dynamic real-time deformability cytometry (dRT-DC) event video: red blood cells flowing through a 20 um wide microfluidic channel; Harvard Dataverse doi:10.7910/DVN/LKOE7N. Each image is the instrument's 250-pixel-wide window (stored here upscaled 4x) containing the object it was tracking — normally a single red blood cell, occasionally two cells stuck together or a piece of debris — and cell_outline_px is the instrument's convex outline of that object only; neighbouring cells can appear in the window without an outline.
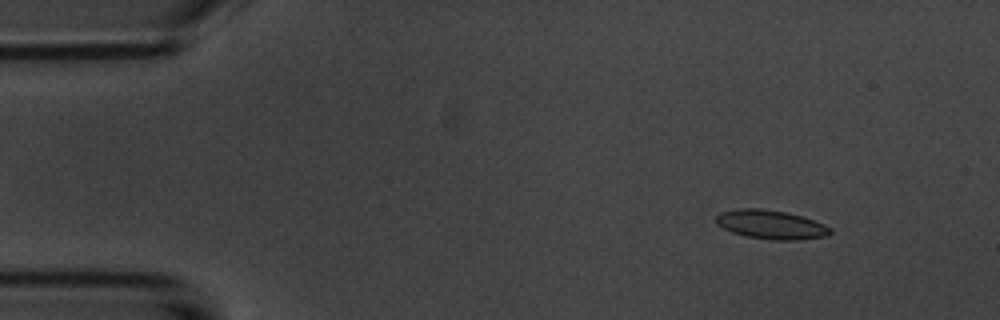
{"species": "common noctule bat (a hibernating species)", "species_latin": "Nyctalus noctula", "temperature_condition": "room temperature", "stored_images_in_passage": 49, "camera_frame_rate_fps": 3000, "um_per_image_px": 0.085, "animal": {"sex": "male", "body_mass_g": 20.1, "forearm_length_mm": 53.5}, "frame": {"image": 1, "passage_image": 1, "time_ms": 0.0, "image_size_px": [1000, 320], "cell_outline_px": [[832, 232], [828, 236], [800, 240], [776, 240], [748, 236], [732, 232], [716, 224], [716, 216], [720, 212], [740, 208], [760, 208], [784, 212], [800, 216], [824, 224], [832, 228]], "centroid_in_image_um": [65.55, 19.09], "position_along_channel_um": 19.5, "area_um2": 19.13}}
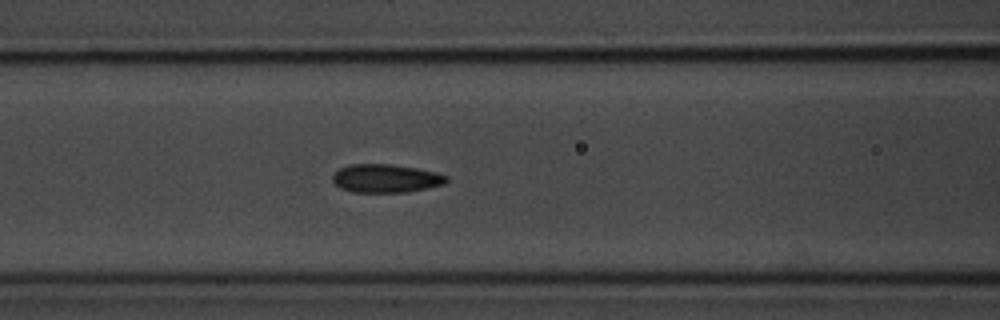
{"frame": {"image": 2, "passage_image": 17, "time_ms": 5.333, "image_size_px": [1000, 320], "cell_outline_px": [[448, 180], [444, 184], [428, 188], [408, 192], [352, 192], [340, 188], [332, 180], [332, 176], [340, 168], [348, 164], [388, 164], [416, 168], [436, 172], [448, 176]], "centroid_in_image_um": [32.8, 15.17], "position_along_channel_um": 133.8, "area_um2": 18.84}}
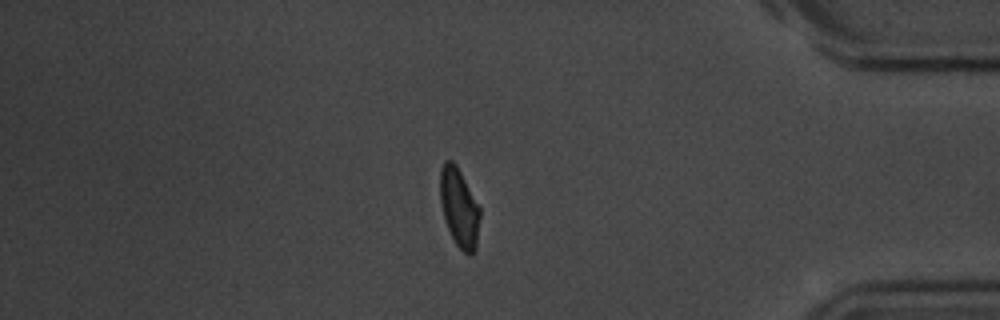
{"frame": {"image": 3, "passage_image": 41, "time_ms": 13.333, "image_size_px": [1000, 320], "cell_outline_px": [[480, 216], [476, 248], [468, 256], [456, 244], [448, 228], [444, 216], [440, 200], [440, 168], [444, 160], [452, 160], [456, 164], [480, 208]], "centroid_in_image_um": [39.03, 17.62], "position_along_channel_um": 396.2, "area_um2": 18.09}, "authors_computed_cell_mechanics": {"area_um2": 18.8428, "velocity_mm_per_s": 3.6832, "shape_relaxation_time_tau1_ms": 3.5367, "shape_relaxation_time_tau2_ms": 1.6575, "deformation_change_tau1": 0.1307, "deformation_change_tau2": 0.0806}}